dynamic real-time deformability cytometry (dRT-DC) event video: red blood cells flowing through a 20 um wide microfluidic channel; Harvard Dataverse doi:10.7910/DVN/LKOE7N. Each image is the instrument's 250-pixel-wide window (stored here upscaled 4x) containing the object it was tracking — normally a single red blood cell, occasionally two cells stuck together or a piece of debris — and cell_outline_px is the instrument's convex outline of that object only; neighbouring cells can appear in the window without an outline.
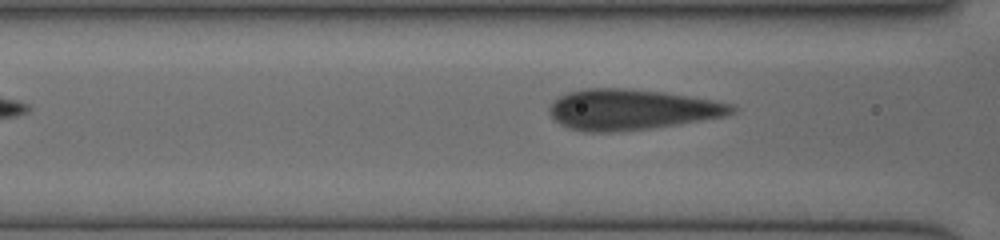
{"species": "human", "species_latin": "Homo sapiens", "temperature_condition": "cold", "stored_images_in_passage": 3, "camera_frame_rate_fps": 3000, "um_per_image_px": 0.085, "donor": {"sex": "female"}, "frame": {"image": 1, "passage_image": 3, "time_ms": 2.667, "image_size_px": [1000, 240], "cell_outline_px": [[736, 112], [728, 116], [680, 124], [652, 128], [612, 132], [584, 132], [568, 128], [560, 124], [548, 112], [548, 108], [552, 100], [568, 92], [584, 88], [632, 88], [664, 92], [712, 100], [732, 104], [736, 108]], "centroid_in_image_um": [53.67, 9.31], "position_along_channel_um": 112.9, "area_um2": 43.58}}